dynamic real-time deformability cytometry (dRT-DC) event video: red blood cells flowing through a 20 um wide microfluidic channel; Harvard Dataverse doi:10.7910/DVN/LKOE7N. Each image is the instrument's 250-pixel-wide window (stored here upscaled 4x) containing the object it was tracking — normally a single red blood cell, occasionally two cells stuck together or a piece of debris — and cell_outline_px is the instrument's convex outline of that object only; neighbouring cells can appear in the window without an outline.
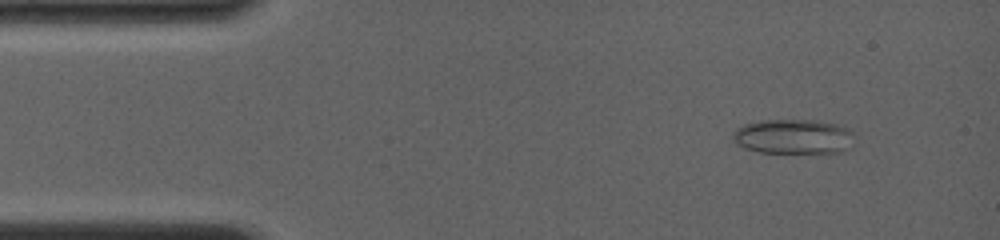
{"species": "common noctule bat (a hibernating species)", "species_latin": "Nyctalus noctula", "temperature_condition": "room temperature", "stored_images_in_passage": 8, "camera_frame_rate_fps": 4000, "um_per_image_px": 0.085, "animal": {"sex": "female", "body_mass_g": 19.0, "forearm_length_mm": 56.7}, "frame": {"image": 1, "passage_image": 3, "time_ms": 1.0, "image_size_px": [1000, 240], "cell_outline_px": [[852, 148], [840, 152], [756, 152], [744, 148], [732, 140], [732, 132], [736, 128], [744, 124], [760, 120], [816, 120], [840, 124], [848, 128], [852, 132]], "centroid_in_image_um": [67.43, 11.6], "position_along_channel_um": 17.6, "area_um2": 24.85}}